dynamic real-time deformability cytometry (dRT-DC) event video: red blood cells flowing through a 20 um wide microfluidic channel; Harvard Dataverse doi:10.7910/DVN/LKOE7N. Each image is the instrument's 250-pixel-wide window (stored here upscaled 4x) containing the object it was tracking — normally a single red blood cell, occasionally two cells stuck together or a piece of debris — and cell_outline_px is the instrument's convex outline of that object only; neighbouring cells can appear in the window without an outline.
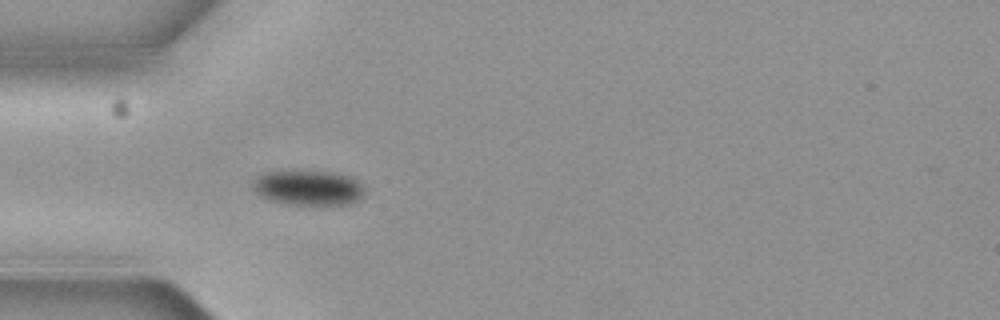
{"species": "common noctule bat (a hibernating species)", "species_latin": "Nyctalus noctula", "temperature_condition": "cold", "stored_images_in_passage": 3, "camera_frame_rate_fps": 3000, "um_per_image_px": 0.085, "animal": {"sex": "female", "body_mass_g": 19.3, "forearm_length_mm": 54.1}, "frame": {"image": 1, "passage_image": 3, "time_ms": 0.667, "image_size_px": [1000, 320], "cell_outline_px": [[364, 196], [360, 200], [348, 204], [288, 204], [268, 200], [260, 196], [252, 188], [252, 180], [256, 176], [264, 172], [328, 172], [348, 176], [356, 180], [364, 188]], "centroid_in_image_um": [26.17, 15.98], "position_along_channel_um": 58.8, "area_um2": 22.6}}